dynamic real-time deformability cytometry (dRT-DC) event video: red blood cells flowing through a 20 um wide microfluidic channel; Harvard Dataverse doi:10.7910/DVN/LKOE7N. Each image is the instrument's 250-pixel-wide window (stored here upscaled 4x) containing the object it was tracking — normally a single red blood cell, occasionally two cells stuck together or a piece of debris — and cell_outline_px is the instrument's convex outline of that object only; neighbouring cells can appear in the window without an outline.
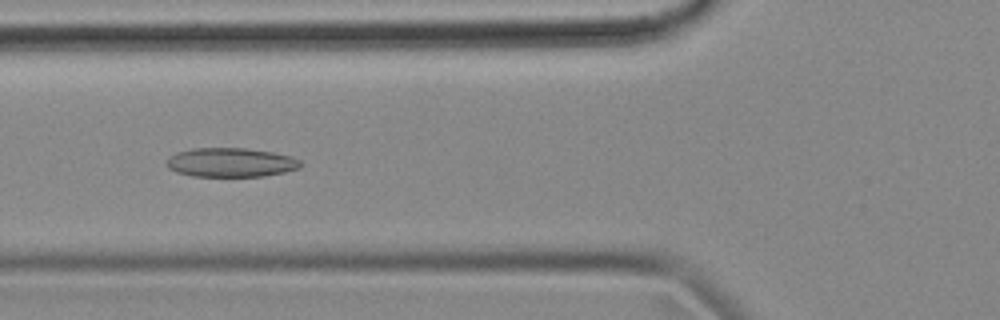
{"species": "common noctule bat (a hibernating species)", "species_latin": "Nyctalus noctula", "temperature_condition": "cold", "stored_images_in_passage": 55, "camera_frame_rate_fps": 3000, "um_per_image_px": 0.085, "animal": {"sex": "female", "body_mass_g": 18.4}, "frame": {"image": 1, "passage_image": 20, "time_ms": 6.333, "image_size_px": [1000, 320], "cell_outline_px": [[304, 164], [300, 168], [284, 172], [264, 176], [192, 176], [176, 172], [168, 168], [168, 156], [176, 152], [192, 148], [244, 148], [272, 152], [292, 156], [300, 160]], "centroid_in_image_um": [19.64, 13.8], "position_along_channel_um": 106.2, "area_um2": 22.83}}
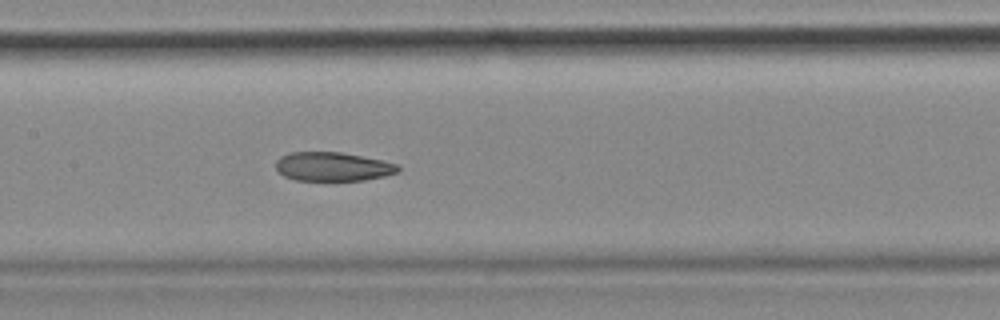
{"frame": {"image": 2, "passage_image": 26, "time_ms": 8.333, "image_size_px": [1000, 320], "cell_outline_px": [[400, 172], [384, 176], [364, 180], [296, 180], [284, 176], [276, 168], [276, 160], [280, 156], [288, 152], [340, 152], [400, 164]], "centroid_in_image_um": [28.29, 14.16], "position_along_channel_um": 179.1, "area_um2": 20.58}}
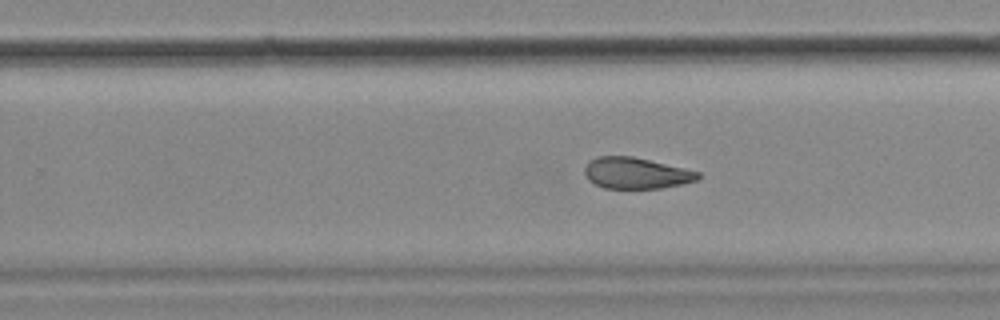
{"frame": {"image": 3, "passage_image": 34, "time_ms": 11.0, "image_size_px": [1000, 320], "cell_outline_px": [[700, 176], [696, 180], [680, 184], [660, 188], [604, 188], [588, 180], [584, 172], [584, 168], [596, 156], [632, 156], [684, 168], [700, 172]], "centroid_in_image_um": [54.05, 14.71], "position_along_channel_um": 275.8, "area_um2": 20.35}, "authors_computed_cell_mechanics": {"area_um2": 23.12, "velocity_mm_per_s": 3.6371, "shape_relaxation_time_tau1_ms": null, "shape_relaxation_time_tau2_ms": 3.5038, "deformation_change_tau1": null, "deformation_change_tau2": 0.1029}}